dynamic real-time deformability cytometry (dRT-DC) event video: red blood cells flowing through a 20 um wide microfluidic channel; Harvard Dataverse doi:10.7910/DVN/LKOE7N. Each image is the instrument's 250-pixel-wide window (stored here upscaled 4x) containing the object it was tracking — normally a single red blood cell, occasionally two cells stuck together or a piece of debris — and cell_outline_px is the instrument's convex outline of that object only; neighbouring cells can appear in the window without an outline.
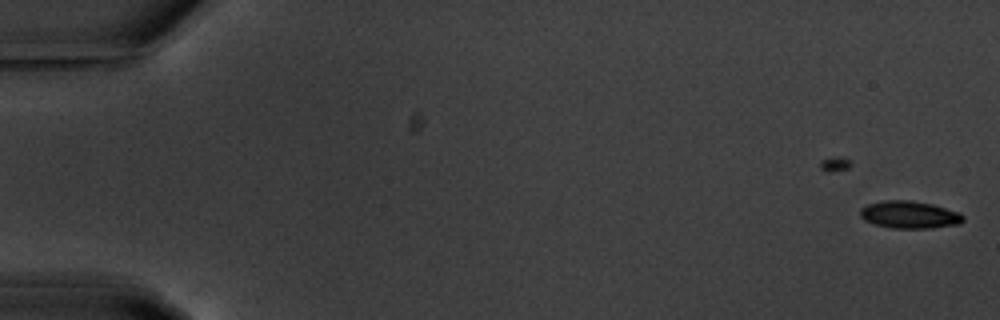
{"species": "common noctule bat (a hibernating species)", "species_latin": "Nyctalus noctula", "temperature_condition": "warm", "stored_images_in_passage": 12, "camera_frame_rate_fps": 3000, "um_per_image_px": 0.085, "animal": {"sex": "male", "body_mass_g": 20.1, "forearm_length_mm": 53.5}, "frame": {"image": 1, "passage_image": 1, "time_ms": 0.0, "image_size_px": [1000, 320], "cell_outline_px": [[964, 220], [960, 224], [932, 228], [892, 228], [876, 224], [864, 220], [860, 216], [860, 208], [868, 204], [884, 200], [908, 200], [932, 204], [960, 212], [964, 216]], "centroid_in_image_um": [77.32, 18.25], "position_along_channel_um": 7.7, "area_um2": 16.47}}